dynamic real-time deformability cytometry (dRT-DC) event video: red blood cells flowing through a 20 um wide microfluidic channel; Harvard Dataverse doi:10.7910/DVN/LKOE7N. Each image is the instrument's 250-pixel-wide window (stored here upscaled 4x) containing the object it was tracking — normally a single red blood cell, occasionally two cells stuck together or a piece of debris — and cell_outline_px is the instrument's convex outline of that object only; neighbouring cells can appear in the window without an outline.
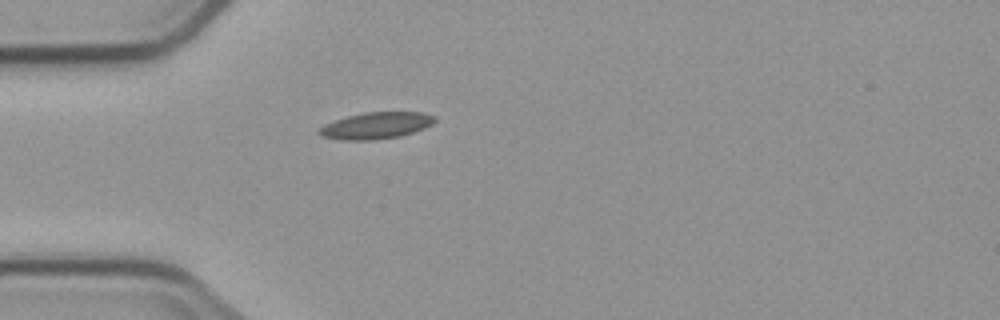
{"species": "common noctule bat (a hibernating species)", "species_latin": "Nyctalus noctula", "temperature_condition": "cold", "stored_images_in_passage": 1, "camera_frame_rate_fps": 3000, "um_per_image_px": 0.085, "animal": {"sex": "male", "body_mass_g": 23.1, "forearm_length_mm": 52.7}, "frame": {"image": 1, "passage_image": 1, "time_ms": 0.0, "image_size_px": [1000, 320], "cell_outline_px": [[436, 120], [432, 124], [424, 128], [400, 136], [372, 140], [340, 140], [320, 136], [316, 132], [324, 124], [348, 116], [364, 112], [424, 112], [436, 116]], "centroid_in_image_um": [31.96, 10.67], "position_along_channel_um": 53.0, "area_um2": 17.98}}